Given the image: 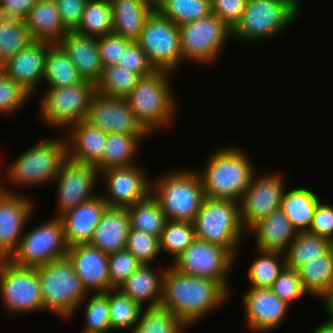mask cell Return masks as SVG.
<instances>
[{"mask_svg": "<svg viewBox=\"0 0 333 333\" xmlns=\"http://www.w3.org/2000/svg\"><path fill=\"white\" fill-rule=\"evenodd\" d=\"M230 298L217 281L183 274L170 264L166 265L161 306L170 310L187 328L221 308Z\"/></svg>", "mask_w": 333, "mask_h": 333, "instance_id": "cell-1", "label": "cell"}, {"mask_svg": "<svg viewBox=\"0 0 333 333\" xmlns=\"http://www.w3.org/2000/svg\"><path fill=\"white\" fill-rule=\"evenodd\" d=\"M246 151L238 144L221 145L205 157L204 168L197 170L205 197L241 202L254 173L258 171Z\"/></svg>", "mask_w": 333, "mask_h": 333, "instance_id": "cell-2", "label": "cell"}, {"mask_svg": "<svg viewBox=\"0 0 333 333\" xmlns=\"http://www.w3.org/2000/svg\"><path fill=\"white\" fill-rule=\"evenodd\" d=\"M63 135L57 139L45 138L21 152L0 175V190L21 193L20 188L51 185L68 157L67 141Z\"/></svg>", "mask_w": 333, "mask_h": 333, "instance_id": "cell-3", "label": "cell"}, {"mask_svg": "<svg viewBox=\"0 0 333 333\" xmlns=\"http://www.w3.org/2000/svg\"><path fill=\"white\" fill-rule=\"evenodd\" d=\"M172 76L174 74L167 71H154L141 77L126 97L136 120L152 136L161 129L168 130L177 120L179 101Z\"/></svg>", "mask_w": 333, "mask_h": 333, "instance_id": "cell-4", "label": "cell"}, {"mask_svg": "<svg viewBox=\"0 0 333 333\" xmlns=\"http://www.w3.org/2000/svg\"><path fill=\"white\" fill-rule=\"evenodd\" d=\"M165 171L151 179V194L167 220L193 223L206 198L199 173L180 166Z\"/></svg>", "mask_w": 333, "mask_h": 333, "instance_id": "cell-5", "label": "cell"}, {"mask_svg": "<svg viewBox=\"0 0 333 333\" xmlns=\"http://www.w3.org/2000/svg\"><path fill=\"white\" fill-rule=\"evenodd\" d=\"M300 11L293 0H248L240 21L232 29V39L243 46L265 43L298 21Z\"/></svg>", "mask_w": 333, "mask_h": 333, "instance_id": "cell-6", "label": "cell"}, {"mask_svg": "<svg viewBox=\"0 0 333 333\" xmlns=\"http://www.w3.org/2000/svg\"><path fill=\"white\" fill-rule=\"evenodd\" d=\"M43 298V313L52 312L69 321L78 305L87 297L81 279L67 256L37 267Z\"/></svg>", "mask_w": 333, "mask_h": 333, "instance_id": "cell-7", "label": "cell"}, {"mask_svg": "<svg viewBox=\"0 0 333 333\" xmlns=\"http://www.w3.org/2000/svg\"><path fill=\"white\" fill-rule=\"evenodd\" d=\"M193 224L197 239L223 246L238 257L243 238L247 235L241 222L239 202L206 197Z\"/></svg>", "mask_w": 333, "mask_h": 333, "instance_id": "cell-8", "label": "cell"}, {"mask_svg": "<svg viewBox=\"0 0 333 333\" xmlns=\"http://www.w3.org/2000/svg\"><path fill=\"white\" fill-rule=\"evenodd\" d=\"M96 93V84L89 81L70 87H46L37 105L39 119L50 128L58 127L57 130L62 128L61 131L66 132L86 119Z\"/></svg>", "mask_w": 333, "mask_h": 333, "instance_id": "cell-9", "label": "cell"}, {"mask_svg": "<svg viewBox=\"0 0 333 333\" xmlns=\"http://www.w3.org/2000/svg\"><path fill=\"white\" fill-rule=\"evenodd\" d=\"M179 31L183 65L184 61L199 66L216 63L227 41L232 39V29L212 13L179 26Z\"/></svg>", "mask_w": 333, "mask_h": 333, "instance_id": "cell-10", "label": "cell"}, {"mask_svg": "<svg viewBox=\"0 0 333 333\" xmlns=\"http://www.w3.org/2000/svg\"><path fill=\"white\" fill-rule=\"evenodd\" d=\"M27 227L18 248L8 258L11 263L19 267L37 268L66 256L68 247L59 217H50L32 229Z\"/></svg>", "mask_w": 333, "mask_h": 333, "instance_id": "cell-11", "label": "cell"}, {"mask_svg": "<svg viewBox=\"0 0 333 333\" xmlns=\"http://www.w3.org/2000/svg\"><path fill=\"white\" fill-rule=\"evenodd\" d=\"M136 42L146 53L155 71L175 74L182 68L179 26L163 17L156 9L146 19Z\"/></svg>", "mask_w": 333, "mask_h": 333, "instance_id": "cell-12", "label": "cell"}, {"mask_svg": "<svg viewBox=\"0 0 333 333\" xmlns=\"http://www.w3.org/2000/svg\"><path fill=\"white\" fill-rule=\"evenodd\" d=\"M0 298L7 314L42 313L43 298L37 268L19 267L8 259H0Z\"/></svg>", "mask_w": 333, "mask_h": 333, "instance_id": "cell-13", "label": "cell"}, {"mask_svg": "<svg viewBox=\"0 0 333 333\" xmlns=\"http://www.w3.org/2000/svg\"><path fill=\"white\" fill-rule=\"evenodd\" d=\"M237 258L223 246L195 239L170 265L177 271L217 281L230 295V270Z\"/></svg>", "mask_w": 333, "mask_h": 333, "instance_id": "cell-14", "label": "cell"}, {"mask_svg": "<svg viewBox=\"0 0 333 333\" xmlns=\"http://www.w3.org/2000/svg\"><path fill=\"white\" fill-rule=\"evenodd\" d=\"M98 180L100 172L95 165L77 162L67 157L52 182L57 185L55 217H60L84 201L98 196L95 188Z\"/></svg>", "mask_w": 333, "mask_h": 333, "instance_id": "cell-15", "label": "cell"}, {"mask_svg": "<svg viewBox=\"0 0 333 333\" xmlns=\"http://www.w3.org/2000/svg\"><path fill=\"white\" fill-rule=\"evenodd\" d=\"M280 172L254 173L240 202L241 222L246 232L258 221L281 208L287 187L284 172Z\"/></svg>", "mask_w": 333, "mask_h": 333, "instance_id": "cell-16", "label": "cell"}, {"mask_svg": "<svg viewBox=\"0 0 333 333\" xmlns=\"http://www.w3.org/2000/svg\"><path fill=\"white\" fill-rule=\"evenodd\" d=\"M140 162L133 166L112 168L100 173V194L109 208H127L151 193V176Z\"/></svg>", "mask_w": 333, "mask_h": 333, "instance_id": "cell-17", "label": "cell"}, {"mask_svg": "<svg viewBox=\"0 0 333 333\" xmlns=\"http://www.w3.org/2000/svg\"><path fill=\"white\" fill-rule=\"evenodd\" d=\"M35 206L33 198L26 193L0 190V259H8L18 248Z\"/></svg>", "mask_w": 333, "mask_h": 333, "instance_id": "cell-18", "label": "cell"}, {"mask_svg": "<svg viewBox=\"0 0 333 333\" xmlns=\"http://www.w3.org/2000/svg\"><path fill=\"white\" fill-rule=\"evenodd\" d=\"M85 121L107 134L138 135L142 140L151 137L136 120L126 98L107 97L96 93Z\"/></svg>", "mask_w": 333, "mask_h": 333, "instance_id": "cell-19", "label": "cell"}, {"mask_svg": "<svg viewBox=\"0 0 333 333\" xmlns=\"http://www.w3.org/2000/svg\"><path fill=\"white\" fill-rule=\"evenodd\" d=\"M246 327L254 333H271L285 322L290 306L270 288H248L242 294Z\"/></svg>", "mask_w": 333, "mask_h": 333, "instance_id": "cell-20", "label": "cell"}, {"mask_svg": "<svg viewBox=\"0 0 333 333\" xmlns=\"http://www.w3.org/2000/svg\"><path fill=\"white\" fill-rule=\"evenodd\" d=\"M66 256L87 293L111 290L107 254L90 244H79L68 248Z\"/></svg>", "mask_w": 333, "mask_h": 333, "instance_id": "cell-21", "label": "cell"}, {"mask_svg": "<svg viewBox=\"0 0 333 333\" xmlns=\"http://www.w3.org/2000/svg\"><path fill=\"white\" fill-rule=\"evenodd\" d=\"M52 43L34 41L24 50L8 59L0 66L7 75L18 82L32 96L43 84L45 60L48 48ZM37 90V91H36Z\"/></svg>", "mask_w": 333, "mask_h": 333, "instance_id": "cell-22", "label": "cell"}, {"mask_svg": "<svg viewBox=\"0 0 333 333\" xmlns=\"http://www.w3.org/2000/svg\"><path fill=\"white\" fill-rule=\"evenodd\" d=\"M107 208L106 202L99 193L98 196L62 214L59 218L62 221L67 247L90 244L94 231Z\"/></svg>", "mask_w": 333, "mask_h": 333, "instance_id": "cell-23", "label": "cell"}, {"mask_svg": "<svg viewBox=\"0 0 333 333\" xmlns=\"http://www.w3.org/2000/svg\"><path fill=\"white\" fill-rule=\"evenodd\" d=\"M68 54L83 81L96 84L102 75L98 38L68 31L58 43Z\"/></svg>", "mask_w": 333, "mask_h": 333, "instance_id": "cell-24", "label": "cell"}, {"mask_svg": "<svg viewBox=\"0 0 333 333\" xmlns=\"http://www.w3.org/2000/svg\"><path fill=\"white\" fill-rule=\"evenodd\" d=\"M254 236L255 249L285 254L297 231L281 209L253 225L247 234Z\"/></svg>", "mask_w": 333, "mask_h": 333, "instance_id": "cell-25", "label": "cell"}, {"mask_svg": "<svg viewBox=\"0 0 333 333\" xmlns=\"http://www.w3.org/2000/svg\"><path fill=\"white\" fill-rule=\"evenodd\" d=\"M153 266L142 264L117 289L142 307L160 306L166 267L158 271Z\"/></svg>", "mask_w": 333, "mask_h": 333, "instance_id": "cell-26", "label": "cell"}, {"mask_svg": "<svg viewBox=\"0 0 333 333\" xmlns=\"http://www.w3.org/2000/svg\"><path fill=\"white\" fill-rule=\"evenodd\" d=\"M68 157L74 161L96 165L103 156L107 133L85 120L65 133Z\"/></svg>", "mask_w": 333, "mask_h": 333, "instance_id": "cell-27", "label": "cell"}, {"mask_svg": "<svg viewBox=\"0 0 333 333\" xmlns=\"http://www.w3.org/2000/svg\"><path fill=\"white\" fill-rule=\"evenodd\" d=\"M131 229L126 208H107L94 231L90 245L109 255L124 250Z\"/></svg>", "mask_w": 333, "mask_h": 333, "instance_id": "cell-28", "label": "cell"}, {"mask_svg": "<svg viewBox=\"0 0 333 333\" xmlns=\"http://www.w3.org/2000/svg\"><path fill=\"white\" fill-rule=\"evenodd\" d=\"M24 23L34 41L58 44L68 32L63 26L55 0H37Z\"/></svg>", "mask_w": 333, "mask_h": 333, "instance_id": "cell-29", "label": "cell"}, {"mask_svg": "<svg viewBox=\"0 0 333 333\" xmlns=\"http://www.w3.org/2000/svg\"><path fill=\"white\" fill-rule=\"evenodd\" d=\"M113 33L137 41L146 19L155 10L146 0H112Z\"/></svg>", "mask_w": 333, "mask_h": 333, "instance_id": "cell-30", "label": "cell"}, {"mask_svg": "<svg viewBox=\"0 0 333 333\" xmlns=\"http://www.w3.org/2000/svg\"><path fill=\"white\" fill-rule=\"evenodd\" d=\"M320 196L307 187L286 189L281 201V210L297 232L309 230Z\"/></svg>", "mask_w": 333, "mask_h": 333, "instance_id": "cell-31", "label": "cell"}, {"mask_svg": "<svg viewBox=\"0 0 333 333\" xmlns=\"http://www.w3.org/2000/svg\"><path fill=\"white\" fill-rule=\"evenodd\" d=\"M142 139L131 134H107L102 159L95 165L98 171L138 164L137 155ZM137 159V160H136Z\"/></svg>", "mask_w": 333, "mask_h": 333, "instance_id": "cell-32", "label": "cell"}, {"mask_svg": "<svg viewBox=\"0 0 333 333\" xmlns=\"http://www.w3.org/2000/svg\"><path fill=\"white\" fill-rule=\"evenodd\" d=\"M305 290L323 303L333 291V248L298 269Z\"/></svg>", "mask_w": 333, "mask_h": 333, "instance_id": "cell-33", "label": "cell"}, {"mask_svg": "<svg viewBox=\"0 0 333 333\" xmlns=\"http://www.w3.org/2000/svg\"><path fill=\"white\" fill-rule=\"evenodd\" d=\"M83 82L77 68L59 44H52L45 60L43 83L46 87H70Z\"/></svg>", "mask_w": 333, "mask_h": 333, "instance_id": "cell-34", "label": "cell"}, {"mask_svg": "<svg viewBox=\"0 0 333 333\" xmlns=\"http://www.w3.org/2000/svg\"><path fill=\"white\" fill-rule=\"evenodd\" d=\"M131 229L161 238L168 221L158 200L150 193L145 199L126 208Z\"/></svg>", "mask_w": 333, "mask_h": 333, "instance_id": "cell-35", "label": "cell"}, {"mask_svg": "<svg viewBox=\"0 0 333 333\" xmlns=\"http://www.w3.org/2000/svg\"><path fill=\"white\" fill-rule=\"evenodd\" d=\"M333 243L309 232H298L285 252L286 266L298 270L309 261L328 253Z\"/></svg>", "mask_w": 333, "mask_h": 333, "instance_id": "cell-36", "label": "cell"}, {"mask_svg": "<svg viewBox=\"0 0 333 333\" xmlns=\"http://www.w3.org/2000/svg\"><path fill=\"white\" fill-rule=\"evenodd\" d=\"M255 253L257 257H254L245 275L248 287L271 288L286 266L285 254L257 249Z\"/></svg>", "mask_w": 333, "mask_h": 333, "instance_id": "cell-37", "label": "cell"}, {"mask_svg": "<svg viewBox=\"0 0 333 333\" xmlns=\"http://www.w3.org/2000/svg\"><path fill=\"white\" fill-rule=\"evenodd\" d=\"M33 42L24 21L0 14V66Z\"/></svg>", "mask_w": 333, "mask_h": 333, "instance_id": "cell-38", "label": "cell"}, {"mask_svg": "<svg viewBox=\"0 0 333 333\" xmlns=\"http://www.w3.org/2000/svg\"><path fill=\"white\" fill-rule=\"evenodd\" d=\"M75 31L95 38L113 33L111 3L105 0H88L82 20Z\"/></svg>", "mask_w": 333, "mask_h": 333, "instance_id": "cell-39", "label": "cell"}, {"mask_svg": "<svg viewBox=\"0 0 333 333\" xmlns=\"http://www.w3.org/2000/svg\"><path fill=\"white\" fill-rule=\"evenodd\" d=\"M90 295V296H89ZM76 309V313L81 306L84 307V325L81 333H111L110 316H109V291L106 293H89Z\"/></svg>", "mask_w": 333, "mask_h": 333, "instance_id": "cell-40", "label": "cell"}, {"mask_svg": "<svg viewBox=\"0 0 333 333\" xmlns=\"http://www.w3.org/2000/svg\"><path fill=\"white\" fill-rule=\"evenodd\" d=\"M142 306L123 294L119 289L109 290V316L111 333L129 330L137 325Z\"/></svg>", "mask_w": 333, "mask_h": 333, "instance_id": "cell-41", "label": "cell"}, {"mask_svg": "<svg viewBox=\"0 0 333 333\" xmlns=\"http://www.w3.org/2000/svg\"><path fill=\"white\" fill-rule=\"evenodd\" d=\"M188 328L168 309L143 307L132 333H184Z\"/></svg>", "mask_w": 333, "mask_h": 333, "instance_id": "cell-42", "label": "cell"}, {"mask_svg": "<svg viewBox=\"0 0 333 333\" xmlns=\"http://www.w3.org/2000/svg\"><path fill=\"white\" fill-rule=\"evenodd\" d=\"M141 77L120 65H111L103 69L96 83V92L107 97L126 98Z\"/></svg>", "mask_w": 333, "mask_h": 333, "instance_id": "cell-43", "label": "cell"}, {"mask_svg": "<svg viewBox=\"0 0 333 333\" xmlns=\"http://www.w3.org/2000/svg\"><path fill=\"white\" fill-rule=\"evenodd\" d=\"M156 10L178 26L194 22L212 13L211 0H164Z\"/></svg>", "mask_w": 333, "mask_h": 333, "instance_id": "cell-44", "label": "cell"}, {"mask_svg": "<svg viewBox=\"0 0 333 333\" xmlns=\"http://www.w3.org/2000/svg\"><path fill=\"white\" fill-rule=\"evenodd\" d=\"M195 239L193 223L168 220L159 239L160 252H168L173 262Z\"/></svg>", "mask_w": 333, "mask_h": 333, "instance_id": "cell-45", "label": "cell"}, {"mask_svg": "<svg viewBox=\"0 0 333 333\" xmlns=\"http://www.w3.org/2000/svg\"><path fill=\"white\" fill-rule=\"evenodd\" d=\"M33 96L18 82L0 69V115L17 113Z\"/></svg>", "mask_w": 333, "mask_h": 333, "instance_id": "cell-46", "label": "cell"}, {"mask_svg": "<svg viewBox=\"0 0 333 333\" xmlns=\"http://www.w3.org/2000/svg\"><path fill=\"white\" fill-rule=\"evenodd\" d=\"M125 249L143 265H154L162 254L159 238L135 229H130Z\"/></svg>", "mask_w": 333, "mask_h": 333, "instance_id": "cell-47", "label": "cell"}, {"mask_svg": "<svg viewBox=\"0 0 333 333\" xmlns=\"http://www.w3.org/2000/svg\"><path fill=\"white\" fill-rule=\"evenodd\" d=\"M270 289L288 306L294 305L295 302L307 297V295L311 297L302 284L298 270L287 266L280 272Z\"/></svg>", "mask_w": 333, "mask_h": 333, "instance_id": "cell-48", "label": "cell"}, {"mask_svg": "<svg viewBox=\"0 0 333 333\" xmlns=\"http://www.w3.org/2000/svg\"><path fill=\"white\" fill-rule=\"evenodd\" d=\"M142 264L126 249L108 255L111 289H117Z\"/></svg>", "mask_w": 333, "mask_h": 333, "instance_id": "cell-49", "label": "cell"}, {"mask_svg": "<svg viewBox=\"0 0 333 333\" xmlns=\"http://www.w3.org/2000/svg\"><path fill=\"white\" fill-rule=\"evenodd\" d=\"M132 42L114 33L99 37L98 46L103 68L118 64L124 51Z\"/></svg>", "mask_w": 333, "mask_h": 333, "instance_id": "cell-50", "label": "cell"}, {"mask_svg": "<svg viewBox=\"0 0 333 333\" xmlns=\"http://www.w3.org/2000/svg\"><path fill=\"white\" fill-rule=\"evenodd\" d=\"M131 72L137 73L140 77L151 75L155 70L150 65L146 53L136 41H133L124 51L118 63Z\"/></svg>", "mask_w": 333, "mask_h": 333, "instance_id": "cell-51", "label": "cell"}, {"mask_svg": "<svg viewBox=\"0 0 333 333\" xmlns=\"http://www.w3.org/2000/svg\"><path fill=\"white\" fill-rule=\"evenodd\" d=\"M307 232L326 238L333 243V205L331 203L322 200L318 202Z\"/></svg>", "mask_w": 333, "mask_h": 333, "instance_id": "cell-52", "label": "cell"}, {"mask_svg": "<svg viewBox=\"0 0 333 333\" xmlns=\"http://www.w3.org/2000/svg\"><path fill=\"white\" fill-rule=\"evenodd\" d=\"M248 0H211V12L233 29L240 21Z\"/></svg>", "mask_w": 333, "mask_h": 333, "instance_id": "cell-53", "label": "cell"}, {"mask_svg": "<svg viewBox=\"0 0 333 333\" xmlns=\"http://www.w3.org/2000/svg\"><path fill=\"white\" fill-rule=\"evenodd\" d=\"M60 18L67 31H75L82 20L85 4L88 0H55Z\"/></svg>", "mask_w": 333, "mask_h": 333, "instance_id": "cell-54", "label": "cell"}, {"mask_svg": "<svg viewBox=\"0 0 333 333\" xmlns=\"http://www.w3.org/2000/svg\"><path fill=\"white\" fill-rule=\"evenodd\" d=\"M37 0H0V14L24 21Z\"/></svg>", "mask_w": 333, "mask_h": 333, "instance_id": "cell-55", "label": "cell"}, {"mask_svg": "<svg viewBox=\"0 0 333 333\" xmlns=\"http://www.w3.org/2000/svg\"><path fill=\"white\" fill-rule=\"evenodd\" d=\"M311 333H333V319L327 316Z\"/></svg>", "mask_w": 333, "mask_h": 333, "instance_id": "cell-56", "label": "cell"}, {"mask_svg": "<svg viewBox=\"0 0 333 333\" xmlns=\"http://www.w3.org/2000/svg\"><path fill=\"white\" fill-rule=\"evenodd\" d=\"M322 307L325 310V316H328L329 318L333 319V291L331 295L322 303Z\"/></svg>", "mask_w": 333, "mask_h": 333, "instance_id": "cell-57", "label": "cell"}, {"mask_svg": "<svg viewBox=\"0 0 333 333\" xmlns=\"http://www.w3.org/2000/svg\"><path fill=\"white\" fill-rule=\"evenodd\" d=\"M154 9H156L164 0H146Z\"/></svg>", "mask_w": 333, "mask_h": 333, "instance_id": "cell-58", "label": "cell"}, {"mask_svg": "<svg viewBox=\"0 0 333 333\" xmlns=\"http://www.w3.org/2000/svg\"><path fill=\"white\" fill-rule=\"evenodd\" d=\"M300 8H302L301 6H303V5H301V3H300V0H293Z\"/></svg>", "mask_w": 333, "mask_h": 333, "instance_id": "cell-59", "label": "cell"}]
</instances>
